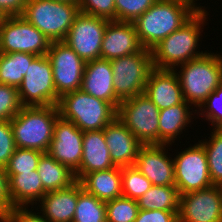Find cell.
I'll return each mask as SVG.
<instances>
[{
  "label": "cell",
  "instance_id": "1",
  "mask_svg": "<svg viewBox=\"0 0 222 222\" xmlns=\"http://www.w3.org/2000/svg\"><path fill=\"white\" fill-rule=\"evenodd\" d=\"M193 0H157L133 21L143 48L151 50L175 30L181 28L198 11Z\"/></svg>",
  "mask_w": 222,
  "mask_h": 222
},
{
  "label": "cell",
  "instance_id": "2",
  "mask_svg": "<svg viewBox=\"0 0 222 222\" xmlns=\"http://www.w3.org/2000/svg\"><path fill=\"white\" fill-rule=\"evenodd\" d=\"M198 11L181 28L164 38L151 49L153 68L175 70V66L185 64L205 53L196 51L201 28L209 14ZM202 25V26H201Z\"/></svg>",
  "mask_w": 222,
  "mask_h": 222
},
{
  "label": "cell",
  "instance_id": "3",
  "mask_svg": "<svg viewBox=\"0 0 222 222\" xmlns=\"http://www.w3.org/2000/svg\"><path fill=\"white\" fill-rule=\"evenodd\" d=\"M58 117L57 105L22 106L10 120L15 146L47 153Z\"/></svg>",
  "mask_w": 222,
  "mask_h": 222
},
{
  "label": "cell",
  "instance_id": "4",
  "mask_svg": "<svg viewBox=\"0 0 222 222\" xmlns=\"http://www.w3.org/2000/svg\"><path fill=\"white\" fill-rule=\"evenodd\" d=\"M176 71L184 100L199 107L222 83V57L208 53L178 66Z\"/></svg>",
  "mask_w": 222,
  "mask_h": 222
},
{
  "label": "cell",
  "instance_id": "5",
  "mask_svg": "<svg viewBox=\"0 0 222 222\" xmlns=\"http://www.w3.org/2000/svg\"><path fill=\"white\" fill-rule=\"evenodd\" d=\"M59 116L80 130H102L117 117V109L108 102L80 90L67 92L57 103Z\"/></svg>",
  "mask_w": 222,
  "mask_h": 222
},
{
  "label": "cell",
  "instance_id": "6",
  "mask_svg": "<svg viewBox=\"0 0 222 222\" xmlns=\"http://www.w3.org/2000/svg\"><path fill=\"white\" fill-rule=\"evenodd\" d=\"M79 5L55 0H27L22 16L42 32L50 42L64 41L75 18Z\"/></svg>",
  "mask_w": 222,
  "mask_h": 222
},
{
  "label": "cell",
  "instance_id": "7",
  "mask_svg": "<svg viewBox=\"0 0 222 222\" xmlns=\"http://www.w3.org/2000/svg\"><path fill=\"white\" fill-rule=\"evenodd\" d=\"M113 72V87L116 97L122 102L144 93L150 71L153 69L151 50L110 60Z\"/></svg>",
  "mask_w": 222,
  "mask_h": 222
},
{
  "label": "cell",
  "instance_id": "8",
  "mask_svg": "<svg viewBox=\"0 0 222 222\" xmlns=\"http://www.w3.org/2000/svg\"><path fill=\"white\" fill-rule=\"evenodd\" d=\"M159 108L144 94L120 102L117 118L143 144H159Z\"/></svg>",
  "mask_w": 222,
  "mask_h": 222
},
{
  "label": "cell",
  "instance_id": "9",
  "mask_svg": "<svg viewBox=\"0 0 222 222\" xmlns=\"http://www.w3.org/2000/svg\"><path fill=\"white\" fill-rule=\"evenodd\" d=\"M50 43L48 38L23 16L5 17L0 22V53L47 55Z\"/></svg>",
  "mask_w": 222,
  "mask_h": 222
},
{
  "label": "cell",
  "instance_id": "10",
  "mask_svg": "<svg viewBox=\"0 0 222 222\" xmlns=\"http://www.w3.org/2000/svg\"><path fill=\"white\" fill-rule=\"evenodd\" d=\"M22 106L57 105L59 95L53 81V69L47 55L36 56L18 87Z\"/></svg>",
  "mask_w": 222,
  "mask_h": 222
},
{
  "label": "cell",
  "instance_id": "11",
  "mask_svg": "<svg viewBox=\"0 0 222 222\" xmlns=\"http://www.w3.org/2000/svg\"><path fill=\"white\" fill-rule=\"evenodd\" d=\"M173 160L175 186L179 195L213 185L208 168L207 154L200 143L179 152Z\"/></svg>",
  "mask_w": 222,
  "mask_h": 222
},
{
  "label": "cell",
  "instance_id": "12",
  "mask_svg": "<svg viewBox=\"0 0 222 222\" xmlns=\"http://www.w3.org/2000/svg\"><path fill=\"white\" fill-rule=\"evenodd\" d=\"M108 22L107 19L80 12L63 42L85 62L99 59Z\"/></svg>",
  "mask_w": 222,
  "mask_h": 222
},
{
  "label": "cell",
  "instance_id": "13",
  "mask_svg": "<svg viewBox=\"0 0 222 222\" xmlns=\"http://www.w3.org/2000/svg\"><path fill=\"white\" fill-rule=\"evenodd\" d=\"M47 57L51 61L55 90L59 96L81 89L86 66L84 60L63 41L51 42Z\"/></svg>",
  "mask_w": 222,
  "mask_h": 222
},
{
  "label": "cell",
  "instance_id": "14",
  "mask_svg": "<svg viewBox=\"0 0 222 222\" xmlns=\"http://www.w3.org/2000/svg\"><path fill=\"white\" fill-rule=\"evenodd\" d=\"M178 222H222V192L212 185L179 197Z\"/></svg>",
  "mask_w": 222,
  "mask_h": 222
},
{
  "label": "cell",
  "instance_id": "15",
  "mask_svg": "<svg viewBox=\"0 0 222 222\" xmlns=\"http://www.w3.org/2000/svg\"><path fill=\"white\" fill-rule=\"evenodd\" d=\"M83 131L73 122L58 117L47 153L59 163L76 172L82 158Z\"/></svg>",
  "mask_w": 222,
  "mask_h": 222
},
{
  "label": "cell",
  "instance_id": "16",
  "mask_svg": "<svg viewBox=\"0 0 222 222\" xmlns=\"http://www.w3.org/2000/svg\"><path fill=\"white\" fill-rule=\"evenodd\" d=\"M166 144L142 145L135 166L152 185H175L174 160L167 157Z\"/></svg>",
  "mask_w": 222,
  "mask_h": 222
},
{
  "label": "cell",
  "instance_id": "17",
  "mask_svg": "<svg viewBox=\"0 0 222 222\" xmlns=\"http://www.w3.org/2000/svg\"><path fill=\"white\" fill-rule=\"evenodd\" d=\"M142 49L133 22L112 20L107 23L101 45L102 59L113 60Z\"/></svg>",
  "mask_w": 222,
  "mask_h": 222
},
{
  "label": "cell",
  "instance_id": "18",
  "mask_svg": "<svg viewBox=\"0 0 222 222\" xmlns=\"http://www.w3.org/2000/svg\"><path fill=\"white\" fill-rule=\"evenodd\" d=\"M103 133L112 163L117 167L135 166L143 144L133 133L117 117L103 129Z\"/></svg>",
  "mask_w": 222,
  "mask_h": 222
},
{
  "label": "cell",
  "instance_id": "19",
  "mask_svg": "<svg viewBox=\"0 0 222 222\" xmlns=\"http://www.w3.org/2000/svg\"><path fill=\"white\" fill-rule=\"evenodd\" d=\"M144 94L159 110L184 101L176 70L153 68L149 73Z\"/></svg>",
  "mask_w": 222,
  "mask_h": 222
},
{
  "label": "cell",
  "instance_id": "20",
  "mask_svg": "<svg viewBox=\"0 0 222 222\" xmlns=\"http://www.w3.org/2000/svg\"><path fill=\"white\" fill-rule=\"evenodd\" d=\"M113 77L110 60L99 58L86 62L81 90L93 97L111 103L118 109L121 101L115 95Z\"/></svg>",
  "mask_w": 222,
  "mask_h": 222
},
{
  "label": "cell",
  "instance_id": "21",
  "mask_svg": "<svg viewBox=\"0 0 222 222\" xmlns=\"http://www.w3.org/2000/svg\"><path fill=\"white\" fill-rule=\"evenodd\" d=\"M113 167L103 129L83 132L82 158L75 172L76 179L80 181L87 173Z\"/></svg>",
  "mask_w": 222,
  "mask_h": 222
},
{
  "label": "cell",
  "instance_id": "22",
  "mask_svg": "<svg viewBox=\"0 0 222 222\" xmlns=\"http://www.w3.org/2000/svg\"><path fill=\"white\" fill-rule=\"evenodd\" d=\"M83 190L80 181L67 188L47 192L39 201L43 216L49 222H72L78 194Z\"/></svg>",
  "mask_w": 222,
  "mask_h": 222
},
{
  "label": "cell",
  "instance_id": "23",
  "mask_svg": "<svg viewBox=\"0 0 222 222\" xmlns=\"http://www.w3.org/2000/svg\"><path fill=\"white\" fill-rule=\"evenodd\" d=\"M83 189L107 202L122 196L121 167L87 173L81 180Z\"/></svg>",
  "mask_w": 222,
  "mask_h": 222
},
{
  "label": "cell",
  "instance_id": "24",
  "mask_svg": "<svg viewBox=\"0 0 222 222\" xmlns=\"http://www.w3.org/2000/svg\"><path fill=\"white\" fill-rule=\"evenodd\" d=\"M7 175L13 207H28V204H37L36 201H40L46 194L37 170Z\"/></svg>",
  "mask_w": 222,
  "mask_h": 222
},
{
  "label": "cell",
  "instance_id": "25",
  "mask_svg": "<svg viewBox=\"0 0 222 222\" xmlns=\"http://www.w3.org/2000/svg\"><path fill=\"white\" fill-rule=\"evenodd\" d=\"M191 105L185 100L175 106L167 109H161L159 113V144H166L167 146L175 142L176 136L182 130L186 129L191 122L190 118L193 115L190 112ZM172 141V142H171Z\"/></svg>",
  "mask_w": 222,
  "mask_h": 222
},
{
  "label": "cell",
  "instance_id": "26",
  "mask_svg": "<svg viewBox=\"0 0 222 222\" xmlns=\"http://www.w3.org/2000/svg\"><path fill=\"white\" fill-rule=\"evenodd\" d=\"M37 172L46 193L67 188L77 181L75 172L56 161L48 153L41 156Z\"/></svg>",
  "mask_w": 222,
  "mask_h": 222
},
{
  "label": "cell",
  "instance_id": "27",
  "mask_svg": "<svg viewBox=\"0 0 222 222\" xmlns=\"http://www.w3.org/2000/svg\"><path fill=\"white\" fill-rule=\"evenodd\" d=\"M35 57L22 52L0 53V83L18 88Z\"/></svg>",
  "mask_w": 222,
  "mask_h": 222
},
{
  "label": "cell",
  "instance_id": "28",
  "mask_svg": "<svg viewBox=\"0 0 222 222\" xmlns=\"http://www.w3.org/2000/svg\"><path fill=\"white\" fill-rule=\"evenodd\" d=\"M179 193L175 185H152L137 201L140 210L179 211Z\"/></svg>",
  "mask_w": 222,
  "mask_h": 222
},
{
  "label": "cell",
  "instance_id": "29",
  "mask_svg": "<svg viewBox=\"0 0 222 222\" xmlns=\"http://www.w3.org/2000/svg\"><path fill=\"white\" fill-rule=\"evenodd\" d=\"M72 222H106V202L83 189L78 194Z\"/></svg>",
  "mask_w": 222,
  "mask_h": 222
},
{
  "label": "cell",
  "instance_id": "30",
  "mask_svg": "<svg viewBox=\"0 0 222 222\" xmlns=\"http://www.w3.org/2000/svg\"><path fill=\"white\" fill-rule=\"evenodd\" d=\"M209 141L199 142L205 149L210 178L215 186L222 185V129H213Z\"/></svg>",
  "mask_w": 222,
  "mask_h": 222
},
{
  "label": "cell",
  "instance_id": "31",
  "mask_svg": "<svg viewBox=\"0 0 222 222\" xmlns=\"http://www.w3.org/2000/svg\"><path fill=\"white\" fill-rule=\"evenodd\" d=\"M122 196L138 200L151 186V181L136 166L121 167Z\"/></svg>",
  "mask_w": 222,
  "mask_h": 222
},
{
  "label": "cell",
  "instance_id": "32",
  "mask_svg": "<svg viewBox=\"0 0 222 222\" xmlns=\"http://www.w3.org/2000/svg\"><path fill=\"white\" fill-rule=\"evenodd\" d=\"M139 211L136 200L124 196L106 202V222H134Z\"/></svg>",
  "mask_w": 222,
  "mask_h": 222
},
{
  "label": "cell",
  "instance_id": "33",
  "mask_svg": "<svg viewBox=\"0 0 222 222\" xmlns=\"http://www.w3.org/2000/svg\"><path fill=\"white\" fill-rule=\"evenodd\" d=\"M44 153L26 148L16 147L5 167L7 174H20L37 170L39 160Z\"/></svg>",
  "mask_w": 222,
  "mask_h": 222
},
{
  "label": "cell",
  "instance_id": "34",
  "mask_svg": "<svg viewBox=\"0 0 222 222\" xmlns=\"http://www.w3.org/2000/svg\"><path fill=\"white\" fill-rule=\"evenodd\" d=\"M157 0H115L116 21L133 22Z\"/></svg>",
  "mask_w": 222,
  "mask_h": 222
},
{
  "label": "cell",
  "instance_id": "35",
  "mask_svg": "<svg viewBox=\"0 0 222 222\" xmlns=\"http://www.w3.org/2000/svg\"><path fill=\"white\" fill-rule=\"evenodd\" d=\"M21 108L18 88L0 83V121H10Z\"/></svg>",
  "mask_w": 222,
  "mask_h": 222
},
{
  "label": "cell",
  "instance_id": "36",
  "mask_svg": "<svg viewBox=\"0 0 222 222\" xmlns=\"http://www.w3.org/2000/svg\"><path fill=\"white\" fill-rule=\"evenodd\" d=\"M222 83L212 92L200 106V115L205 116L214 126L213 129H222ZM221 105V106H220ZM206 108V109H204ZM202 109V110H201ZM204 111V112H203ZM206 112V114H204Z\"/></svg>",
  "mask_w": 222,
  "mask_h": 222
},
{
  "label": "cell",
  "instance_id": "37",
  "mask_svg": "<svg viewBox=\"0 0 222 222\" xmlns=\"http://www.w3.org/2000/svg\"><path fill=\"white\" fill-rule=\"evenodd\" d=\"M77 4L84 14L116 20L115 0H78Z\"/></svg>",
  "mask_w": 222,
  "mask_h": 222
},
{
  "label": "cell",
  "instance_id": "38",
  "mask_svg": "<svg viewBox=\"0 0 222 222\" xmlns=\"http://www.w3.org/2000/svg\"><path fill=\"white\" fill-rule=\"evenodd\" d=\"M16 149L10 121H0V167L5 168Z\"/></svg>",
  "mask_w": 222,
  "mask_h": 222
},
{
  "label": "cell",
  "instance_id": "39",
  "mask_svg": "<svg viewBox=\"0 0 222 222\" xmlns=\"http://www.w3.org/2000/svg\"><path fill=\"white\" fill-rule=\"evenodd\" d=\"M179 211L140 210L134 222H178Z\"/></svg>",
  "mask_w": 222,
  "mask_h": 222
},
{
  "label": "cell",
  "instance_id": "40",
  "mask_svg": "<svg viewBox=\"0 0 222 222\" xmlns=\"http://www.w3.org/2000/svg\"><path fill=\"white\" fill-rule=\"evenodd\" d=\"M0 222H49L43 215H37L26 207H14Z\"/></svg>",
  "mask_w": 222,
  "mask_h": 222
},
{
  "label": "cell",
  "instance_id": "41",
  "mask_svg": "<svg viewBox=\"0 0 222 222\" xmlns=\"http://www.w3.org/2000/svg\"><path fill=\"white\" fill-rule=\"evenodd\" d=\"M9 177L5 168L0 167V220L13 209Z\"/></svg>",
  "mask_w": 222,
  "mask_h": 222
},
{
  "label": "cell",
  "instance_id": "42",
  "mask_svg": "<svg viewBox=\"0 0 222 222\" xmlns=\"http://www.w3.org/2000/svg\"><path fill=\"white\" fill-rule=\"evenodd\" d=\"M27 0H0V11L5 17L22 16Z\"/></svg>",
  "mask_w": 222,
  "mask_h": 222
},
{
  "label": "cell",
  "instance_id": "43",
  "mask_svg": "<svg viewBox=\"0 0 222 222\" xmlns=\"http://www.w3.org/2000/svg\"><path fill=\"white\" fill-rule=\"evenodd\" d=\"M55 1H66V2L78 3V0H55Z\"/></svg>",
  "mask_w": 222,
  "mask_h": 222
},
{
  "label": "cell",
  "instance_id": "44",
  "mask_svg": "<svg viewBox=\"0 0 222 222\" xmlns=\"http://www.w3.org/2000/svg\"><path fill=\"white\" fill-rule=\"evenodd\" d=\"M4 19H5V16L0 11V22L3 21Z\"/></svg>",
  "mask_w": 222,
  "mask_h": 222
}]
</instances>
